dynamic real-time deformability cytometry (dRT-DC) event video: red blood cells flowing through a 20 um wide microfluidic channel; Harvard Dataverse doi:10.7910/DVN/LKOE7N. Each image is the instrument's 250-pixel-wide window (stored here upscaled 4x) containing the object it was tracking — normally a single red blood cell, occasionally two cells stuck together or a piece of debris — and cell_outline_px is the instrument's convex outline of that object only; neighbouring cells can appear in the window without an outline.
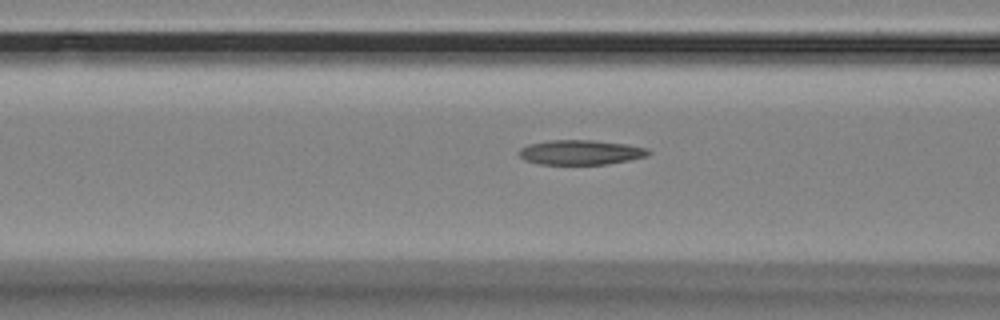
{"species": "Egyptian fruit bat (a non-hibernating species)", "species_latin": "Rousettus aegyptiacus", "temperature_condition": "room temperature", "stored_images_in_passage": 37, "camera_frame_rate_fps": 3000, "um_per_image_px": 0.085, "animal": {"sex": "female"}, "frame": {"image": 1, "passage_image": 13, "time_ms": 4.0, "image_size_px": [1000, 320], "cell_outline_px": [[652, 152], [648, 156], [608, 164], [540, 164], [524, 160], [520, 156], [520, 148], [528, 144], [548, 140], [592, 140], [628, 144], [648, 148]], "centroid_in_image_um": [49.38, 12.94], "position_along_channel_um": 117.2, "area_um2": 18.73}}
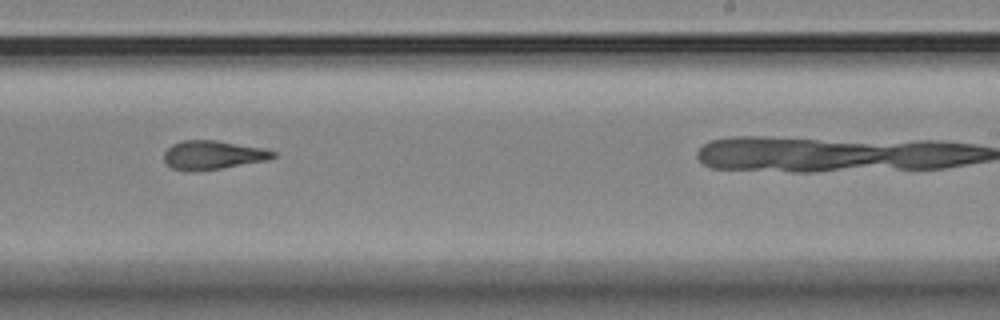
{"frame": {"image": 2, "passage_image": 26, "time_ms": 8.333, "image_size_px": [1000, 320], "cell_outline_px": [[276, 156], [268, 160], [220, 168], [192, 172], [188, 172], [172, 168], [164, 160], [164, 152], [172, 144], [184, 140], [216, 140], [260, 148], [276, 152]], "centroid_in_image_um": [18.05, 13.18], "position_along_channel_um": 270.9, "area_um2": 18.15}}
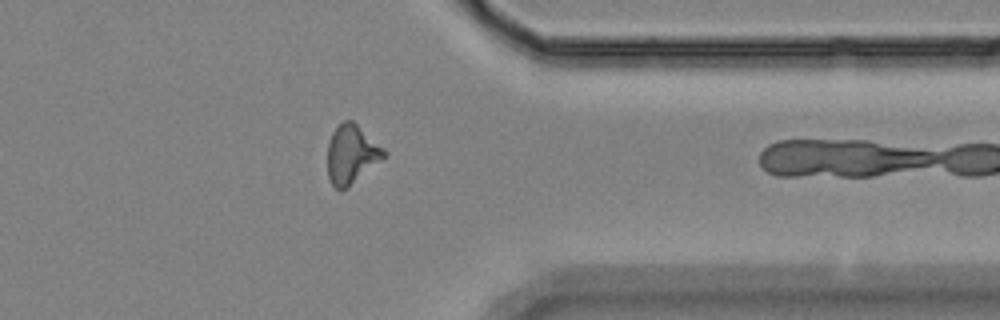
{"frame": {"image": 3, "passage_image": 36, "time_ms": 11.667, "image_size_px": [1000, 320], "cell_outline_px": [[388, 152], [380, 160], [348, 188], [340, 192], [332, 184], [328, 176], [328, 144], [332, 132], [344, 120], [352, 120], [384, 148]], "centroid_in_image_um": [29.86, 13.13], "position_along_channel_um": 381.5, "area_um2": 19.13}}